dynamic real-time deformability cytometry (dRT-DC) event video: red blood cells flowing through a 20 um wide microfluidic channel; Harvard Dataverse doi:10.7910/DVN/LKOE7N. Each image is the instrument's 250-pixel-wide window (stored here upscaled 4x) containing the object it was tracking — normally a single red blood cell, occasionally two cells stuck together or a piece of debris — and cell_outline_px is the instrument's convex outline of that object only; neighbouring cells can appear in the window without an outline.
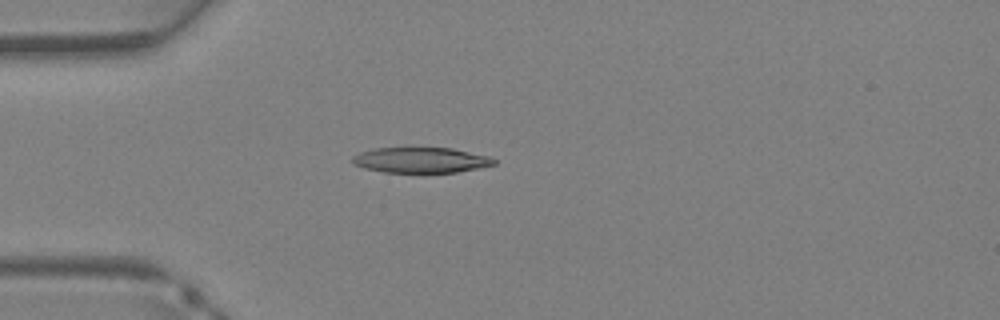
{"species": "Egyptian fruit bat (a non-hibernating species)", "species_latin": "Rousettus aegyptiacus", "temperature_condition": "warm", "stored_images_in_passage": 28, "camera_frame_rate_fps": 3000, "um_per_image_px": 0.085, "animal": {"sex": "female"}, "frame": {"image": 1, "passage_image": 2, "time_ms": 0.333, "image_size_px": [1000, 320], "cell_outline_px": [[496, 164], [456, 172], [424, 176], [420, 176], [384, 172], [364, 168], [356, 164], [352, 160], [352, 156], [360, 152], [376, 148], [408, 144], [452, 148], [488, 156], [496, 160]], "centroid_in_image_um": [35.73, 13.6], "position_along_channel_um": 49.3, "area_um2": 22.89}}
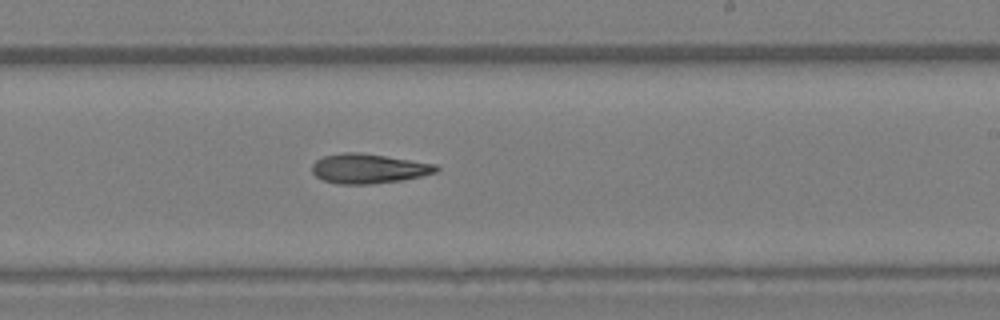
{"frame": {"image": 2, "passage_image": 14, "time_ms": 4.333, "image_size_px": [1000, 320], "cell_outline_px": [[440, 168], [436, 172], [420, 176], [400, 180], [372, 184], [340, 184], [324, 180], [316, 176], [312, 172], [312, 164], [316, 160], [324, 156], [344, 152], [360, 152], [436, 164]], "centroid_in_image_um": [31.31, 14.32], "position_along_channel_um": 257.7, "area_um2": 21.27}}
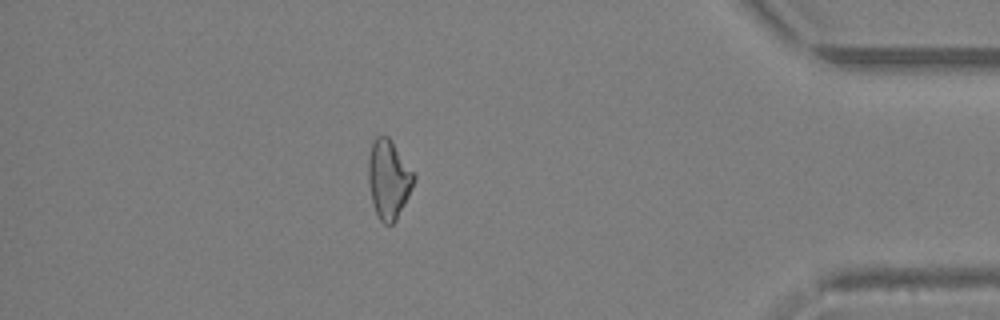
{"frame": {"image": 3, "passage_image": 24, "time_ms": 7.667, "image_size_px": [1000, 320], "cell_outline_px": [[416, 176], [408, 196], [396, 220], [392, 224], [384, 224], [380, 220], [372, 204], [368, 184], [368, 160], [372, 140], [376, 136], [388, 136]], "centroid_in_image_um": [33.0, 15.23], "position_along_channel_um": 402.2, "area_um2": 20.75}}